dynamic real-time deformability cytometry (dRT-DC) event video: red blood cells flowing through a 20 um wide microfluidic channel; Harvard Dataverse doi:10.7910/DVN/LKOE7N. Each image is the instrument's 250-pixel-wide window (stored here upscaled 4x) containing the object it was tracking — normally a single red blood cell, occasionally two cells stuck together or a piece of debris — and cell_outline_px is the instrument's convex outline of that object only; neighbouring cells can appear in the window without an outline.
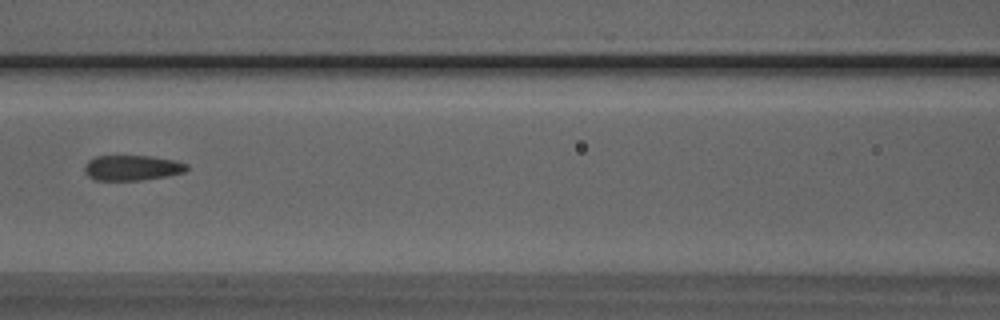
{"species": "Egyptian fruit bat (a non-hibernating species)", "species_latin": "Rousettus aegyptiacus", "temperature_condition": "room temperature", "stored_images_in_passage": 8, "camera_frame_rate_fps": 3000, "um_per_image_px": 0.085, "animal": {"sex": "male"}, "frame": {"image": 1, "passage_image": 6, "time_ms": 1.667, "image_size_px": [1000, 320], "cell_outline_px": [[188, 168], [184, 172], [168, 176], [140, 180], [92, 180], [84, 172], [84, 168], [88, 160], [96, 156], [152, 156], [176, 160], [188, 164]], "centroid_in_image_um": [11.23, 14.26], "position_along_channel_um": 155.4, "area_um2": 15.2}}
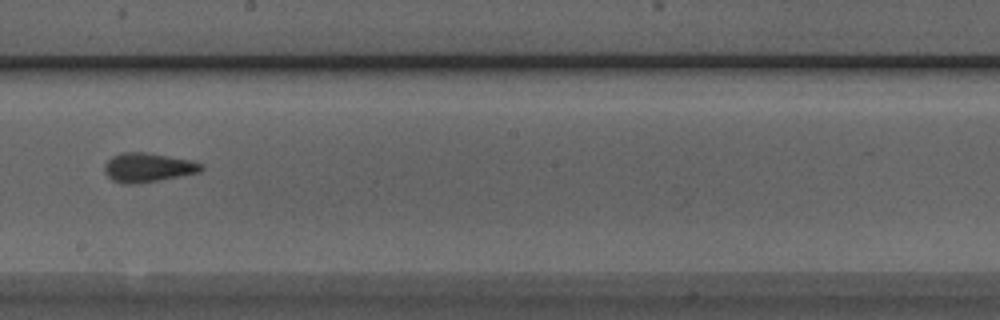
{"frame": {"image": 2, "passage_image": 8, "time_ms": 2.333, "image_size_px": [1000, 320], "cell_outline_px": [[204, 168], [200, 172], [160, 180], [132, 184], [124, 184], [112, 180], [104, 172], [104, 164], [112, 156], [120, 152], [144, 152], [188, 160], [204, 164]], "centroid_in_image_um": [12.54, 14.24], "position_along_channel_um": 235.7, "area_um2": 16.36}}